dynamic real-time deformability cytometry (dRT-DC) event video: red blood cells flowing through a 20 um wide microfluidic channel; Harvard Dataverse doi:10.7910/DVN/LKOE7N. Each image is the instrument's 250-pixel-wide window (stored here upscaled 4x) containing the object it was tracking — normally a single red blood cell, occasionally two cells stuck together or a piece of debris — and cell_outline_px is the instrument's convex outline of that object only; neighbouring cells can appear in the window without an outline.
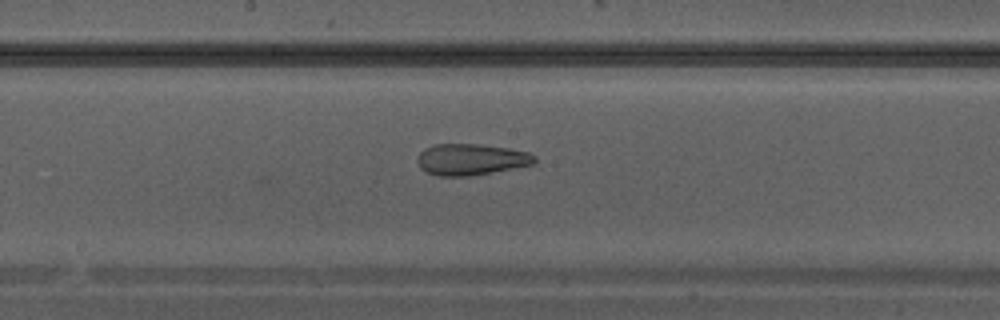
{"species": "Egyptian fruit bat (a non-hibernating species)", "species_latin": "Rousettus aegyptiacus", "temperature_condition": "warm", "stored_images_in_passage": 20, "camera_frame_rate_fps": 3000, "um_per_image_px": 0.085, "animal": {"sex": "male"}, "frame": {"image": 1, "passage_image": 11, "time_ms": 3.333, "image_size_px": [1000, 320], "cell_outline_px": [[536, 160], [532, 164], [472, 176], [440, 176], [424, 172], [420, 168], [420, 152], [424, 148], [436, 144], [476, 144], [508, 148], [528, 152], [536, 156]], "centroid_in_image_um": [40.04, 13.55], "position_along_channel_um": 208.2, "area_um2": 21.15}}
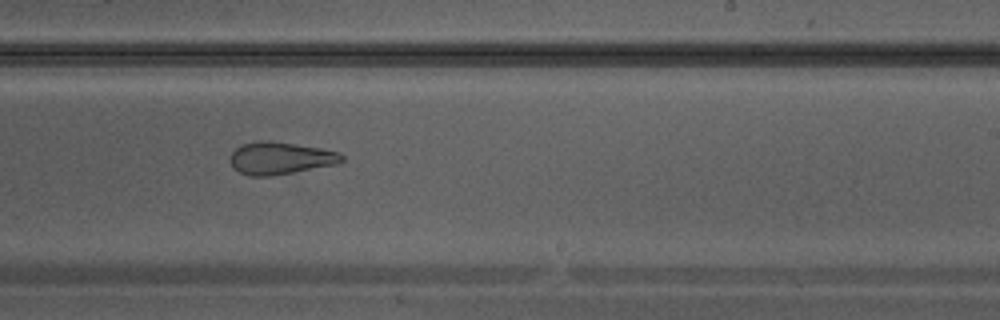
{"frame": {"image": 2, "passage_image": 14, "time_ms": 4.333, "image_size_px": [1000, 320], "cell_outline_px": [[344, 160], [336, 164], [272, 176], [248, 176], [232, 168], [232, 152], [240, 144], [260, 140], [272, 140], [320, 148], [340, 152], [344, 156]], "centroid_in_image_um": [23.83, 13.43], "position_along_channel_um": 265.2, "area_um2": 21.1}}